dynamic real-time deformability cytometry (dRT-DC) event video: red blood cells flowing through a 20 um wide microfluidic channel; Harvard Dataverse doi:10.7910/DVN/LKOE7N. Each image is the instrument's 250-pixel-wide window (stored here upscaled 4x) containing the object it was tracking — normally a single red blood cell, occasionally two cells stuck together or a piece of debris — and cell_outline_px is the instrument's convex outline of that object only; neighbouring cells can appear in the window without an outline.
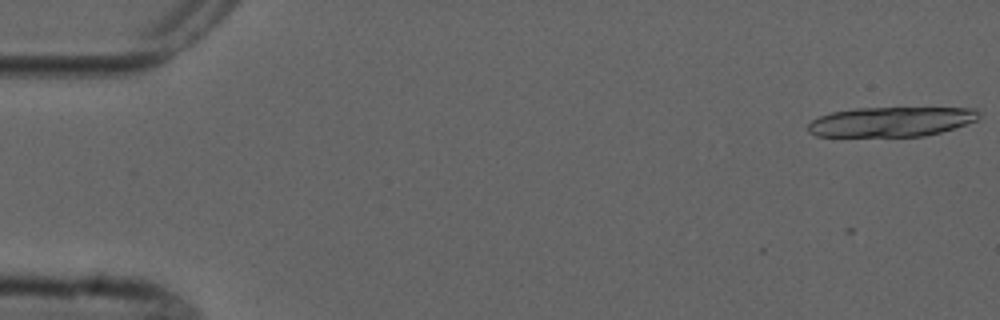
{"species": "common noctule bat (a hibernating species)", "species_latin": "Nyctalus noctula", "temperature_condition": "cold", "stored_images_in_passage": 6, "camera_frame_rate_fps": 3000, "um_per_image_px": 0.085, "animal": {"sex": "male", "forearm_length_mm": 52.5}, "frame": {"image": 1, "passage_image": 2, "time_ms": 1.0, "image_size_px": [1000, 320], "cell_outline_px": [[980, 116], [976, 120], [940, 132], [924, 136], [816, 136], [808, 132], [808, 124], [812, 120], [820, 116], [832, 112], [856, 108], [976, 108], [980, 112]], "centroid_in_image_um": [75.73, 10.34], "position_along_channel_um": 9.3, "area_um2": 29.42}}
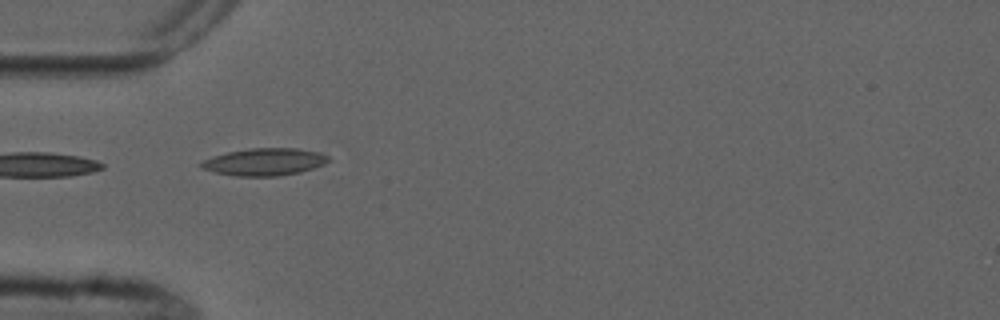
{"frame": {"image": 2, "passage_image": 5, "time_ms": 6.333, "image_size_px": [1000, 320], "cell_outline_px": [[328, 160], [324, 164], [300, 172], [280, 176], [236, 176], [216, 172], [200, 168], [196, 164], [212, 156], [228, 152], [248, 148], [296, 148], [320, 152], [328, 156]], "centroid_in_image_um": [22.44, 13.76], "position_along_channel_um": 62.6, "area_um2": 20.29}}